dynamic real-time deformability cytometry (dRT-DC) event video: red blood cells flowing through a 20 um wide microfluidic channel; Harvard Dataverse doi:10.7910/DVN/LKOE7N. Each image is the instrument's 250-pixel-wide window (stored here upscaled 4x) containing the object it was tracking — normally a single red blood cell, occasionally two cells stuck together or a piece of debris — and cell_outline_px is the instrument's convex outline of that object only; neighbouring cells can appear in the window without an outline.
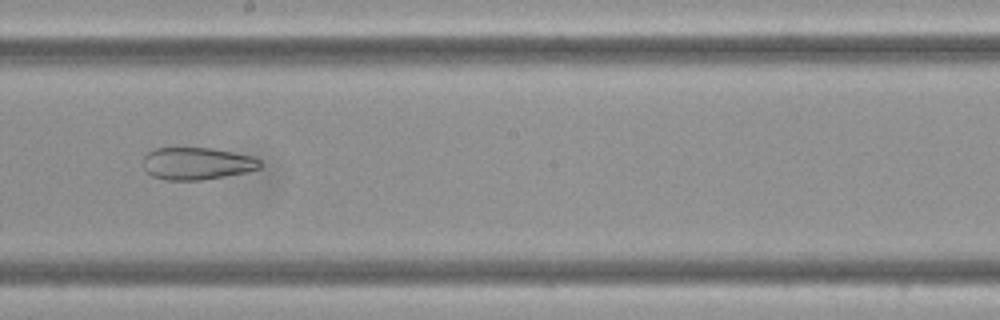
{"species": "Egyptian fruit bat (a non-hibernating species)", "species_latin": "Rousettus aegyptiacus", "temperature_condition": "cold", "stored_images_in_passage": 15, "camera_frame_rate_fps": 3000, "um_per_image_px": 0.085, "frame": {"image": 1, "passage_image": 9, "time_ms": 2.667, "image_size_px": [1000, 320], "cell_outline_px": [[260, 168], [244, 172], [224, 176], [200, 180], [164, 180], [152, 176], [144, 168], [144, 156], [152, 148], [212, 148], [252, 156], [260, 160]], "centroid_in_image_um": [16.7, 13.89], "position_along_channel_um": 231.5, "area_um2": 21.85}}